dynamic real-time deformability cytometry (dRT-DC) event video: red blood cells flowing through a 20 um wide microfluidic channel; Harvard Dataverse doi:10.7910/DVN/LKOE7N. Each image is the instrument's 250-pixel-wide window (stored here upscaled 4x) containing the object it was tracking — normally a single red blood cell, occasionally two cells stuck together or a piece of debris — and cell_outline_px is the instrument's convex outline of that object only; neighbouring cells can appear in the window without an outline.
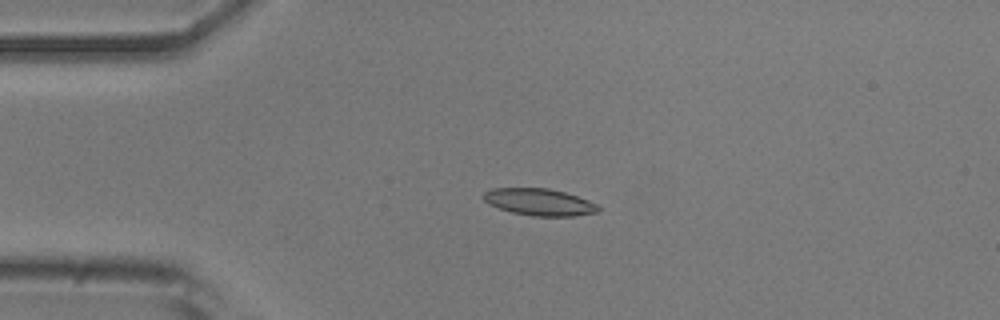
{"species": "common noctule bat (a hibernating species)", "species_latin": "Nyctalus noctula", "temperature_condition": "room temperature", "stored_images_in_passage": 51, "camera_frame_rate_fps": 3000, "um_per_image_px": 0.085, "animal": {"sex": "male", "body_mass_g": 20.5, "forearm_length_mm": 52.5}, "frame": {"image": 1, "passage_image": 11, "time_ms": 3.333, "image_size_px": [1000, 320], "cell_outline_px": [[600, 212], [572, 216], [532, 216], [512, 212], [488, 204], [484, 200], [484, 192], [492, 188], [548, 188], [564, 192], [588, 200], [596, 204], [600, 208]], "centroid_in_image_um": [45.85, 17.17], "position_along_channel_um": 39.2, "area_um2": 17.92}}
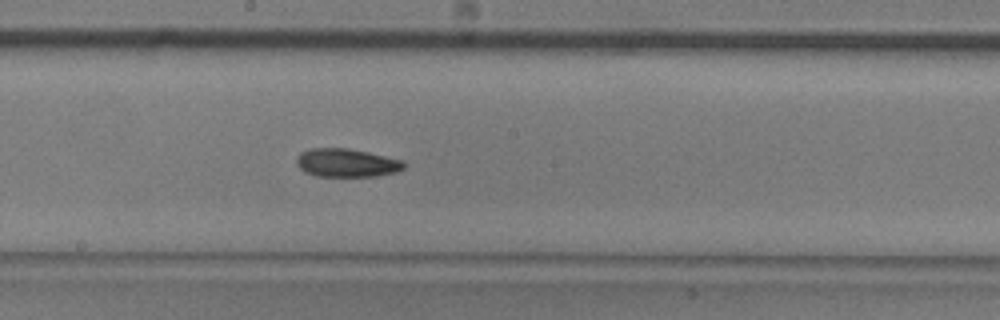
{"frame": {"image": 2, "passage_image": 27, "time_ms": 8.667, "image_size_px": [1000, 320], "cell_outline_px": [[404, 168], [396, 172], [376, 176], [316, 176], [304, 172], [296, 164], [296, 160], [300, 152], [308, 148], [348, 148], [368, 152], [404, 160]], "centroid_in_image_um": [29.44, 13.83], "position_along_channel_um": 218.8, "area_um2": 17.86}}
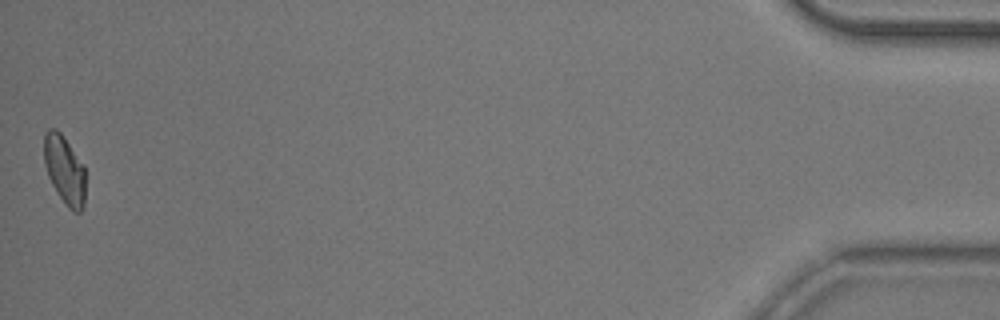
{"frame": {"image": 3, "passage_image": 51, "time_ms": 16.667, "image_size_px": [1000, 320], "cell_outline_px": [[84, 204], [80, 212], [76, 212], [68, 208], [52, 184], [48, 176], [44, 164], [44, 132], [48, 128], [56, 128], [60, 132], [84, 164]], "centroid_in_image_um": [5.47, 14.4], "position_along_channel_um": 429.7, "area_um2": 16.47}, "authors_computed_cell_mechanics": {"area_um2": 17.4556, "velocity_mm_per_s": 3.8534, "shape_relaxation_time_tau1_ms": 8.6937, "shape_relaxation_time_tau2_ms": 4.7471, "deformation_change_tau1": 0.1749, "deformation_change_tau2": 0.1099}}